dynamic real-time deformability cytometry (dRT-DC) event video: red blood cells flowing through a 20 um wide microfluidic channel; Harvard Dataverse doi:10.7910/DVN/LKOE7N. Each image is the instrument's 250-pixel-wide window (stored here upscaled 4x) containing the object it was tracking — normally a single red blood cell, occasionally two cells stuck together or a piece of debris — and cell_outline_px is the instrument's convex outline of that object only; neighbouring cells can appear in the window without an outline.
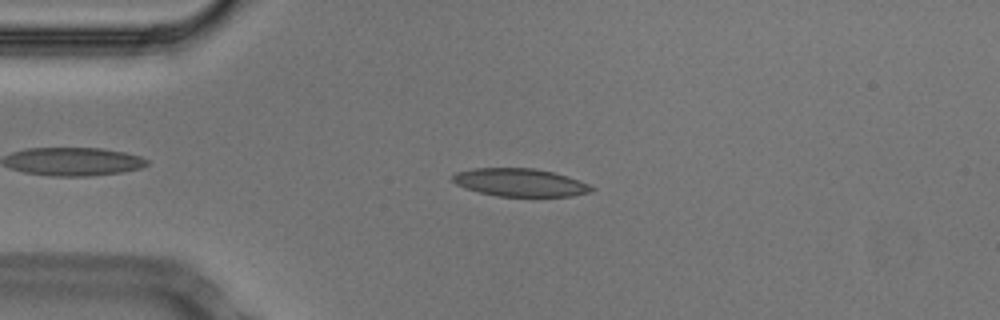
{"species": "Egyptian fruit bat (a non-hibernating species)", "species_latin": "Rousettus aegyptiacus", "temperature_condition": "cold", "stored_images_in_passage": 47, "camera_frame_rate_fps": 3000, "um_per_image_px": 0.085, "animal": {"sex": "male"}, "frame": {"image": 1, "passage_image": 7, "time_ms": 2.0, "image_size_px": [1000, 320], "cell_outline_px": [[596, 188], [592, 192], [572, 196], [496, 196], [464, 188], [456, 184], [452, 180], [452, 176], [456, 172], [472, 168], [532, 168], [552, 172], [568, 176], [580, 180]], "centroid_in_image_um": [44.21, 15.51], "position_along_channel_um": 40.8, "area_um2": 22.66}}
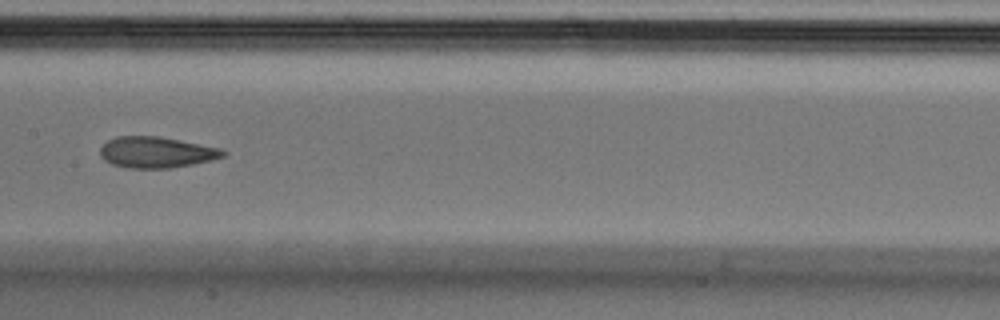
{"frame": {"image": 2, "passage_image": 21, "time_ms": 6.667, "image_size_px": [1000, 320], "cell_outline_px": [[228, 152], [224, 156], [212, 160], [172, 168], [128, 168], [112, 164], [104, 160], [100, 156], [100, 148], [108, 140], [116, 136], [160, 136], [220, 148]], "centroid_in_image_um": [13.28, 12.94], "position_along_channel_um": 194.1, "area_um2": 22.31}}
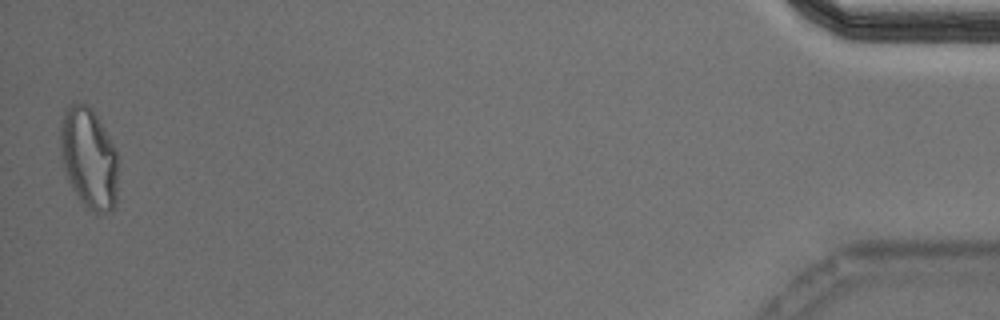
{"frame": {"image": 3, "passage_image": 47, "time_ms": 15.333, "image_size_px": [1000, 320], "cell_outline_px": [[116, 200], [112, 212], [100, 216], [96, 216], [80, 200], [72, 188], [64, 172], [60, 140], [60, 128], [64, 108], [68, 104], [88, 104], [92, 108], [116, 148]], "centroid_in_image_um": [7.55, 13.47], "position_along_channel_um": 427.7, "area_um2": 34.16}, "authors_computed_cell_mechanics": {"area_um2": 22.6576, "velocity_mm_per_s": 3.7567, "shape_relaxation_time_tau1_ms": 7.3559, "shape_relaxation_time_tau2_ms": 2.2287, "deformation_change_tau1": 0.1909, "deformation_change_tau2": 0.0906}}